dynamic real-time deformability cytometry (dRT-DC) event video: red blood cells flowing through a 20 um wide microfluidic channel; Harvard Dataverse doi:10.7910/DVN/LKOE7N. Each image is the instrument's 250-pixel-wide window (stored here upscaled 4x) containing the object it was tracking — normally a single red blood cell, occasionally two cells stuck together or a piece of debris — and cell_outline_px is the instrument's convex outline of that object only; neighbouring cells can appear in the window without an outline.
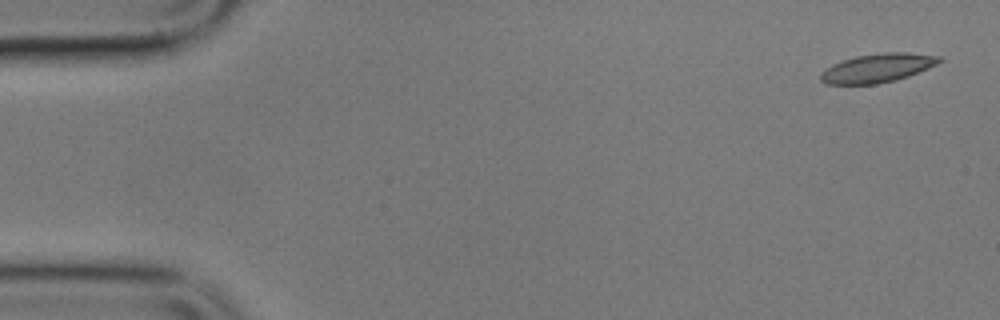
{"species": "common noctule bat (a hibernating species)", "species_latin": "Nyctalus noctula", "temperature_condition": "cold", "stored_images_in_passage": 4, "camera_frame_rate_fps": 3000, "um_per_image_px": 0.085, "animal": {"sex": "male", "body_mass_g": 17.9}, "frame": {"image": 1, "passage_image": 1, "time_ms": 0.0, "image_size_px": [1000, 320], "cell_outline_px": [[944, 60], [928, 68], [908, 76], [896, 80], [876, 84], [824, 84], [820, 80], [820, 76], [832, 64], [856, 56], [884, 52], [908, 52], [940, 56]], "centroid_in_image_um": [74.62, 5.78], "position_along_channel_um": 10.4, "area_um2": 19.77}}
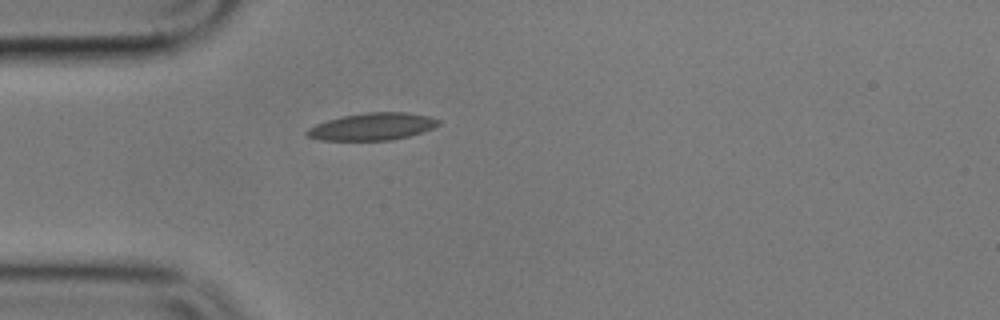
{"frame": {"image": 2, "passage_image": 4, "time_ms": 4.667, "image_size_px": [1000, 320], "cell_outline_px": [[440, 124], [432, 128], [408, 136], [392, 140], [320, 140], [308, 136], [304, 132], [308, 128], [316, 124], [328, 120], [344, 116], [368, 112], [408, 112], [428, 116], [440, 120]], "centroid_in_image_um": [31.64, 10.76], "position_along_channel_um": 53.4, "area_um2": 20.69}}